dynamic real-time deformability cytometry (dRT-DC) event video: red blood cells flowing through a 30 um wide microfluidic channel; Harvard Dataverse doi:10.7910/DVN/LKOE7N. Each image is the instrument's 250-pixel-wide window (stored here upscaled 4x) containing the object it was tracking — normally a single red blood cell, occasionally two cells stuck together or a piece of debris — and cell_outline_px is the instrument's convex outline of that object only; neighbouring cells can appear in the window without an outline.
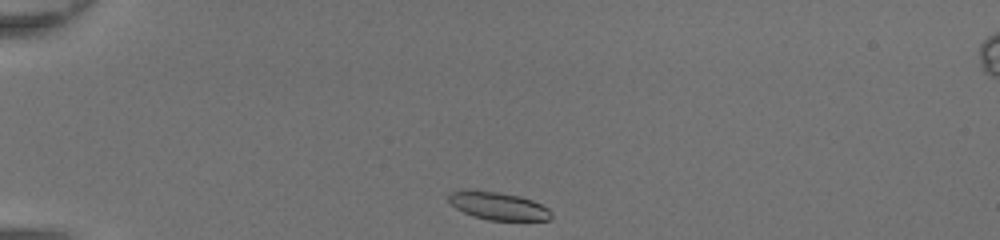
{"species": "common noctule bat (a hibernating species)", "species_latin": "Nyctalus noctula", "temperature_condition": "room temperature", "stored_images_in_passage": 32, "camera_frame_rate_fps": 3000, "um_per_image_px": 0.085, "animal": {"sex": "female", "body_mass_g": 20.0, "forearm_length_mm": 54.0}, "frame": {"image": 1, "passage_image": 1, "time_ms": 0.0, "image_size_px": [1000, 240], "cell_outline_px": [[552, 216], [548, 220], [488, 220], [472, 216], [456, 208], [448, 200], [448, 196], [452, 192], [468, 188], [476, 188], [520, 196], [532, 200], [548, 208], [552, 212]], "centroid_in_image_um": [42.32, 17.48], "position_along_channel_um": 42.7, "area_um2": 16.88}}
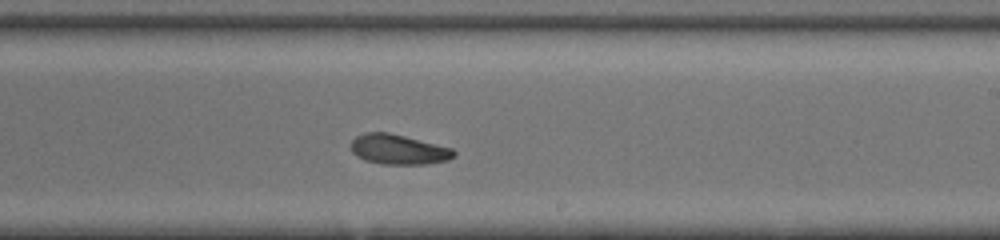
{"frame": {"image": 2, "passage_image": 19, "time_ms": 6.0, "image_size_px": [1000, 240], "cell_outline_px": [[456, 156], [448, 160], [424, 164], [384, 164], [364, 160], [356, 156], [352, 152], [352, 140], [356, 136], [364, 132], [388, 132], [452, 148], [456, 152]], "centroid_in_image_um": [33.86, 12.7], "position_along_channel_um": 255.1, "area_um2": 17.92}}
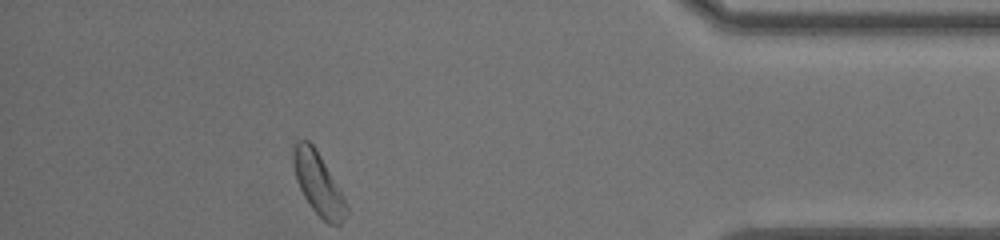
{"frame": {"image": 3, "passage_image": 32, "time_ms": 10.333, "image_size_px": [1000, 240], "cell_outline_px": [[348, 212], [340, 224], [328, 224], [312, 208], [304, 196], [296, 180], [292, 164], [292, 148], [296, 140], [308, 140], [316, 148], [344, 196], [348, 208]], "centroid_in_image_um": [27.03, 15.57], "position_along_channel_um": 408.2, "area_um2": 19.25}, "authors_computed_cell_mechanics": {"area_um2": 18.1781, "velocity_mm_per_s": 4.3678, "shape_relaxation_time_tau1_ms": 2.1868, "shape_relaxation_time_tau2_ms": null, "deformation_change_tau1": 0.1079, "deformation_change_tau2": null}}